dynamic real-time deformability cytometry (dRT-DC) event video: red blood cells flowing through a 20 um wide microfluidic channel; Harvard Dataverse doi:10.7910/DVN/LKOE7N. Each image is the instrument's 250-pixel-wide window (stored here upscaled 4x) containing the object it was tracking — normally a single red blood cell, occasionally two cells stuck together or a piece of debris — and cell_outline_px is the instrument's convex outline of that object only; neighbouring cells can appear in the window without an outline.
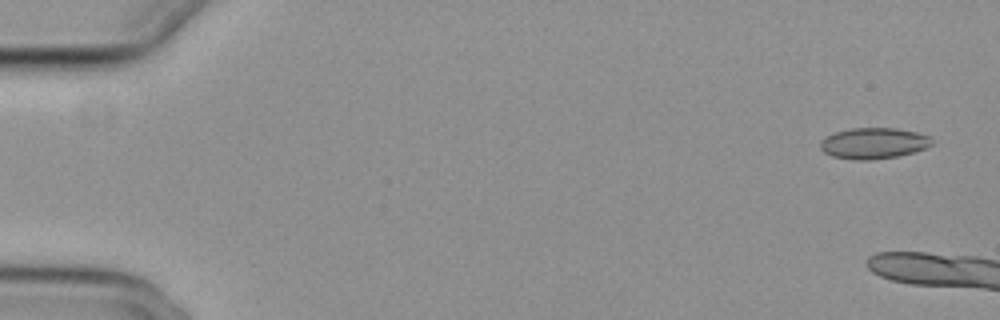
{"species": "common noctule bat (a hibernating species)", "species_latin": "Nyctalus noctula", "temperature_condition": "cold", "stored_images_in_passage": 11, "camera_frame_rate_fps": 3000, "um_per_image_px": 0.085, "animal": {"sex": "female", "body_mass_g": 29.2, "forearm_length_mm": 56.3}, "frame": {"image": 1, "passage_image": 3, "time_ms": 0.667, "image_size_px": [1000, 320], "cell_outline_px": [[932, 144], [924, 148], [900, 156], [872, 160], [856, 160], [832, 156], [824, 152], [820, 148], [820, 140], [836, 132], [852, 128], [896, 128], [916, 132], [928, 136], [932, 140]], "centroid_in_image_um": [74.24, 12.18], "position_along_channel_um": 10.8, "area_um2": 20.06}}